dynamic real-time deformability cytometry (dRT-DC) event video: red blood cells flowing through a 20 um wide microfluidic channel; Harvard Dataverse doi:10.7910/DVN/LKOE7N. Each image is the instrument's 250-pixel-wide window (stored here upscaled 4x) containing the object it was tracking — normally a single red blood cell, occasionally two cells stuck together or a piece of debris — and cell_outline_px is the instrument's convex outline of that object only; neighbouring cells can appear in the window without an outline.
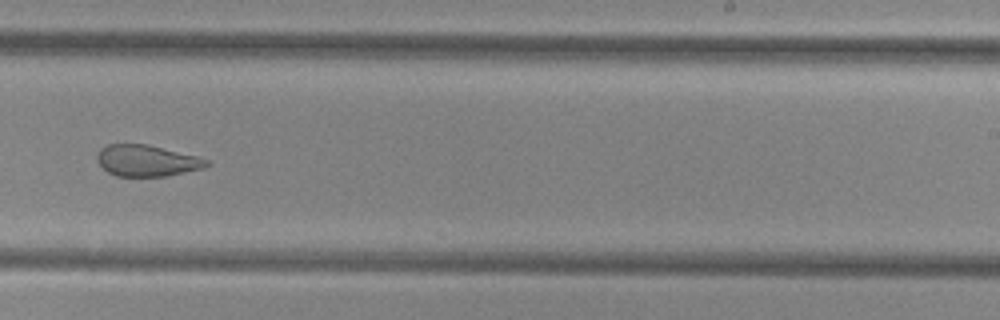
{"species": "common noctule bat (a hibernating species)", "species_latin": "Nyctalus noctula", "temperature_condition": "cold", "stored_images_in_passage": 38, "camera_frame_rate_fps": 3000, "um_per_image_px": 0.085, "animal": {"sex": "female", "body_mass_g": 29.2, "forearm_length_mm": 56.3}, "frame": {"image": 1, "passage_image": 33, "time_ms": 10.667, "image_size_px": [1000, 320], "cell_outline_px": [[212, 164], [204, 168], [168, 176], [116, 176], [108, 172], [96, 160], [96, 156], [100, 148], [108, 144], [148, 144], [200, 156], [212, 160]], "centroid_in_image_um": [12.55, 13.65], "position_along_channel_um": 276.4, "area_um2": 20.4}}